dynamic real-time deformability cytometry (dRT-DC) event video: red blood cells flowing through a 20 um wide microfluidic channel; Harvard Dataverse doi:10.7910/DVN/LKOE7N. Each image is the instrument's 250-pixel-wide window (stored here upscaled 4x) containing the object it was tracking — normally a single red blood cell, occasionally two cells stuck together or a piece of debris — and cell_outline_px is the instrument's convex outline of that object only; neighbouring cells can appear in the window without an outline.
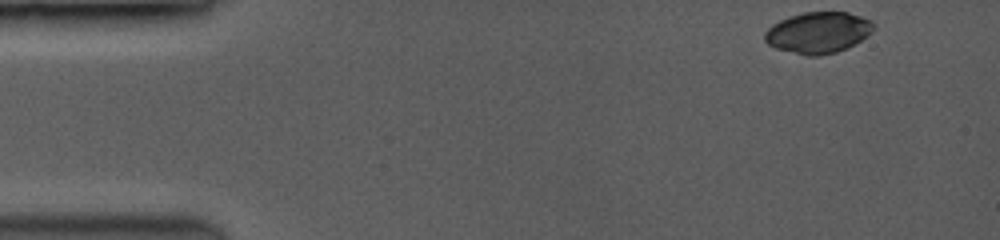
{"species": "common noctule bat (a hibernating species)", "species_latin": "Nyctalus noctula", "temperature_condition": "room temperature", "stored_images_in_passage": 6, "camera_frame_rate_fps": 3500, "um_per_image_px": 0.085, "animal": {"sex": "female", "body_mass_g": 19.0, "forearm_length_mm": 53.3}, "frame": {"image": 1, "passage_image": 1, "time_ms": 0.0, "image_size_px": [1000, 240], "cell_outline_px": [[872, 28], [860, 40], [836, 52], [816, 56], [808, 56], [776, 48], [768, 44], [764, 40], [764, 32], [772, 24], [780, 20], [804, 12], [848, 12], [860, 16], [868, 20], [872, 24]], "centroid_in_image_um": [69.46, 2.76], "position_along_channel_um": 15.5, "area_um2": 25.49}}